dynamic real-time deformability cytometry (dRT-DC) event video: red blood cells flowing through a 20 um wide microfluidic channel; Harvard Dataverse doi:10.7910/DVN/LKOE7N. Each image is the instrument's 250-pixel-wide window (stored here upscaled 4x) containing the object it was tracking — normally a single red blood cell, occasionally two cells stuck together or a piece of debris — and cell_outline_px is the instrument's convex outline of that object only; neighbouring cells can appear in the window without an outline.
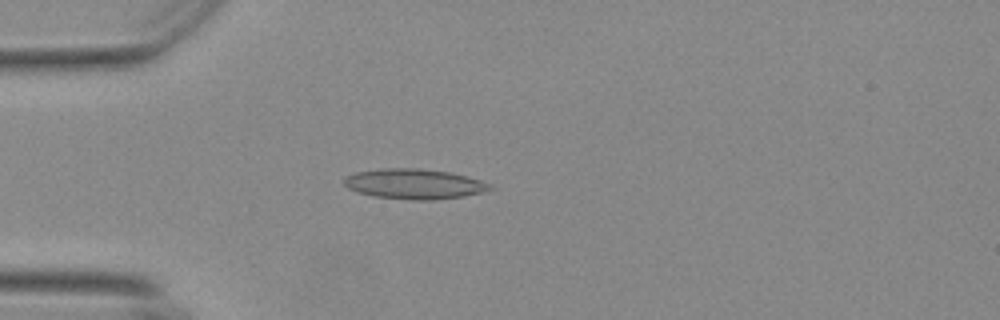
{"species": "Egyptian fruit bat (a non-hibernating species)", "species_latin": "Rousettus aegyptiacus", "temperature_condition": "warm", "stored_images_in_passage": 39, "camera_frame_rate_fps": 3000, "um_per_image_px": 0.085, "animal": {"sex": "female"}, "frame": {"image": 1, "passage_image": 5, "time_ms": 1.333, "image_size_px": [1000, 320], "cell_outline_px": [[496, 188], [464, 196], [432, 200], [412, 200], [372, 196], [356, 192], [348, 188], [344, 184], [344, 176], [356, 172], [384, 168], [416, 168], [448, 172], [468, 176], [492, 184]], "centroid_in_image_um": [35.2, 15.64], "position_along_channel_um": 49.8, "area_um2": 25.72}}
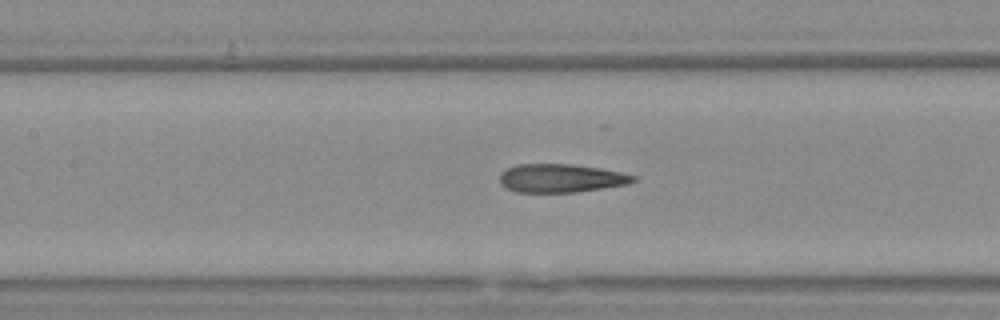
{"frame": {"image": 2, "passage_image": 15, "time_ms": 4.667, "image_size_px": [1000, 320], "cell_outline_px": [[636, 180], [628, 184], [576, 192], [516, 192], [504, 188], [500, 184], [500, 176], [508, 168], [516, 164], [572, 164], [600, 168], [620, 172], [636, 176]], "centroid_in_image_um": [47.67, 15.15], "position_along_channel_um": 159.7, "area_um2": 22.08}}
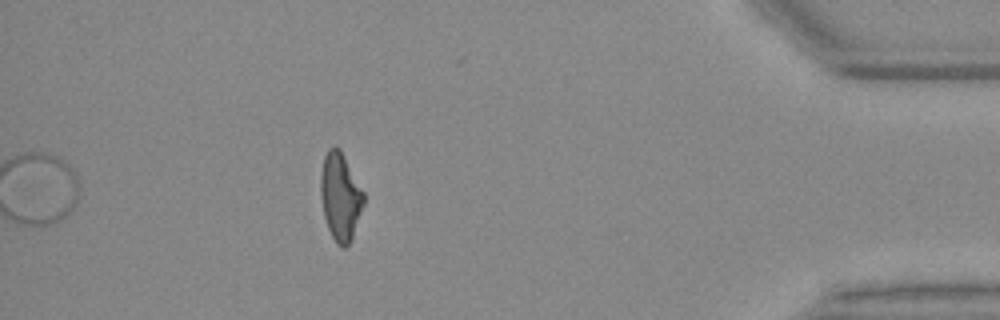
{"frame": {"image": 3, "passage_image": 39, "time_ms": 12.667, "image_size_px": [1000, 320], "cell_outline_px": [[364, 204], [352, 240], [344, 248], [340, 248], [336, 244], [328, 228], [324, 216], [320, 196], [320, 172], [324, 156], [328, 148], [340, 148], [364, 192]], "centroid_in_image_um": [28.92, 16.73], "position_along_channel_um": 406.3, "area_um2": 22.2}, "authors_computed_cell_mechanics": {"area_um2": 22.5998, "velocity_mm_per_s": 3.6952, "shape_relaxation_time_tau1_ms": 10.1532, "shape_relaxation_time_tau2_ms": 2.309, "deformation_change_tau1": 0.2819, "deformation_change_tau2": 0.1164}}